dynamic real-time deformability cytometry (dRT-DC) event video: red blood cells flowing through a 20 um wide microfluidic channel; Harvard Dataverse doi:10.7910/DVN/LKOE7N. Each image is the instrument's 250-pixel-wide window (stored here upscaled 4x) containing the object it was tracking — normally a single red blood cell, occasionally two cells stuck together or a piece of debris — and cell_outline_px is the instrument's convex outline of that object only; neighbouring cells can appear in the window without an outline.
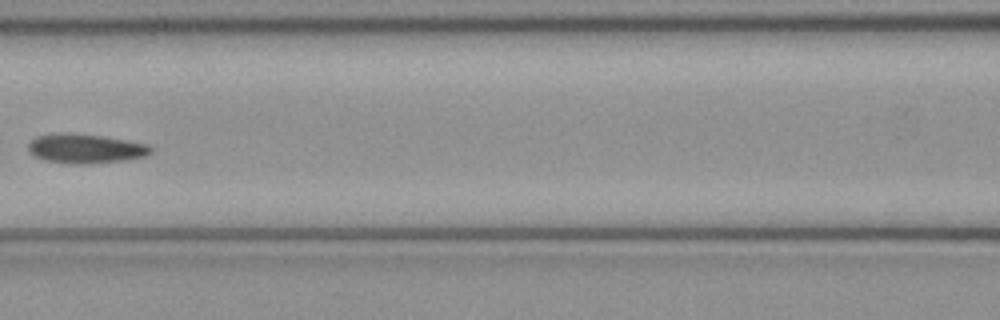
{"species": "common noctule bat (a hibernating species)", "species_latin": "Nyctalus noctula", "temperature_condition": "cold", "stored_images_in_passage": 6, "camera_frame_rate_fps": 3000, "um_per_image_px": 0.085, "animal": {"sex": "female", "body_mass_g": 21.9}, "frame": {"image": 1, "passage_image": 6, "time_ms": 1.667, "image_size_px": [1000, 320], "cell_outline_px": [[152, 152], [144, 156], [124, 160], [88, 164], [76, 164], [44, 160], [28, 152], [28, 144], [36, 136], [52, 132], [72, 132], [104, 136], [128, 140], [148, 144], [152, 148]], "centroid_in_image_um": [7.24, 12.6], "position_along_channel_um": 159.4, "area_um2": 21.27}}